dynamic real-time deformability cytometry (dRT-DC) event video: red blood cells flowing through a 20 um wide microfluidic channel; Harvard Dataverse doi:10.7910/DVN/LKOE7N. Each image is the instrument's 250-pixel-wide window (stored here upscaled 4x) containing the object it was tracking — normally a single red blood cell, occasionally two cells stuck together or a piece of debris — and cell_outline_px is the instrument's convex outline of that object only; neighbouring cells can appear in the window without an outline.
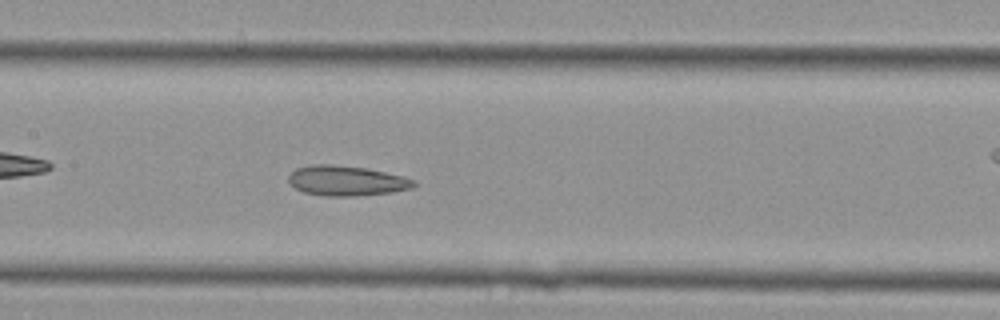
{"species": "Egyptian fruit bat (a non-hibernating species)", "species_latin": "Rousettus aegyptiacus", "temperature_condition": "cold", "stored_images_in_passage": 42, "camera_frame_rate_fps": 3000, "um_per_image_px": 0.085, "animal": {"sex": "female"}, "frame": {"image": 1, "passage_image": 19, "time_ms": 6.0, "image_size_px": [1000, 320], "cell_outline_px": [[416, 184], [412, 188], [392, 192], [356, 196], [324, 196], [304, 192], [296, 188], [288, 180], [288, 176], [296, 168], [312, 164], [332, 164], [368, 168], [404, 176], [416, 180]], "centroid_in_image_um": [29.48, 15.35], "position_along_channel_um": 177.9, "area_um2": 22.08}}
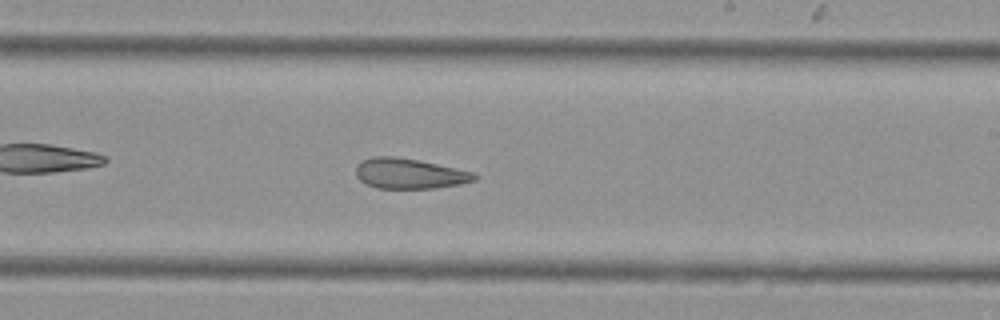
{"frame": {"image": 2, "passage_image": 24, "time_ms": 7.667, "image_size_px": [1000, 320], "cell_outline_px": [[476, 180], [460, 184], [432, 188], [376, 188], [360, 180], [356, 176], [356, 164], [372, 156], [392, 156], [420, 160], [472, 172], [476, 176]], "centroid_in_image_um": [34.76, 14.75], "position_along_channel_um": 254.2, "area_um2": 20.75}}